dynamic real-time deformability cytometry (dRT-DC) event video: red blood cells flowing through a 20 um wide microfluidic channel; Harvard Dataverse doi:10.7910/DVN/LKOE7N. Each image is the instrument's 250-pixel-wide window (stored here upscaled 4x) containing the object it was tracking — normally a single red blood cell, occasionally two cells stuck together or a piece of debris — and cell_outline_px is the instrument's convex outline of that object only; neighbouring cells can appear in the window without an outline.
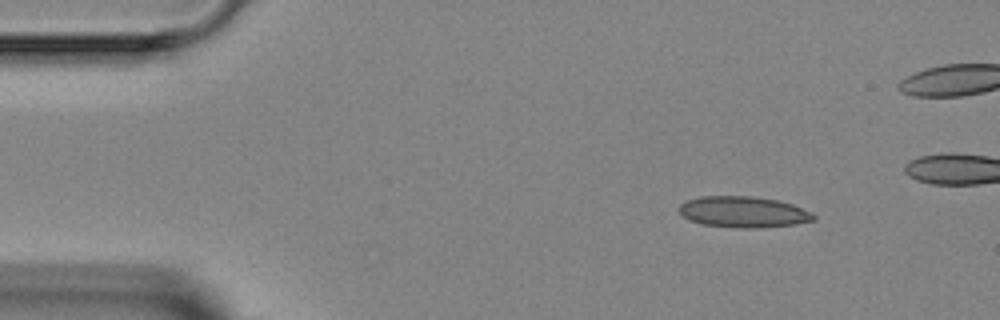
{"species": "Egyptian fruit bat (a non-hibernating species)", "species_latin": "Rousettus aegyptiacus", "temperature_condition": "room temperature", "stored_images_in_passage": 4, "camera_frame_rate_fps": 3000, "um_per_image_px": 0.085, "animal": {"sex": "female"}, "frame": {"image": 1, "passage_image": 1, "time_ms": 0.0, "image_size_px": [1000, 320], "cell_outline_px": [[816, 220], [796, 224], [760, 228], [732, 228], [700, 224], [688, 220], [680, 212], [680, 204], [684, 200], [700, 196], [752, 196], [776, 200], [792, 204], [812, 212], [816, 216]], "centroid_in_image_um": [63.18, 18.02], "position_along_channel_um": 21.8, "area_um2": 24.68}}